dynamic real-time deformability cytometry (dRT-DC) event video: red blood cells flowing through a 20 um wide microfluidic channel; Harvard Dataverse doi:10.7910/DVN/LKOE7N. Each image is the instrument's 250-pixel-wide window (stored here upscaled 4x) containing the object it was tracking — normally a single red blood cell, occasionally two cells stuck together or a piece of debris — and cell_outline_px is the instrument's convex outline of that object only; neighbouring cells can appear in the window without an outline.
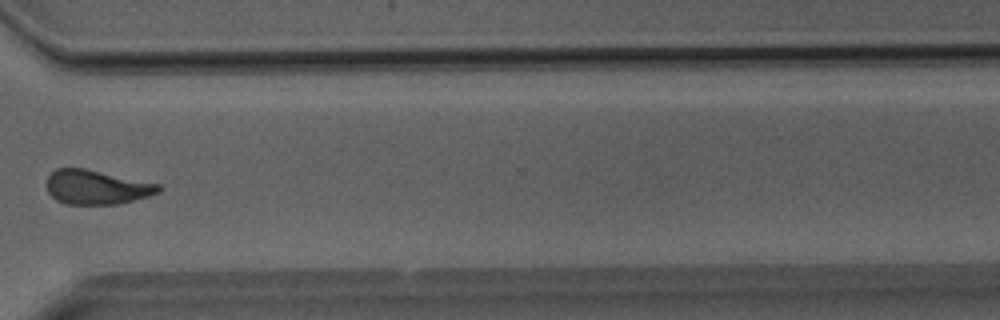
{"species": "Egyptian fruit bat (a non-hibernating species)", "species_latin": "Rousettus aegyptiacus", "temperature_condition": "room temperature", "stored_images_in_passage": 28, "camera_frame_rate_fps": 3000, "um_per_image_px": 0.085, "animal": {"sex": "male"}, "frame": {"image": 1, "passage_image": 20, "time_ms": 6.333, "image_size_px": [1000, 320], "cell_outline_px": [[164, 188], [160, 192], [148, 196], [116, 204], [68, 204], [56, 200], [48, 192], [48, 176], [56, 168], [84, 168], [160, 184]], "centroid_in_image_um": [8.23, 15.91], "position_along_channel_um": 362.4, "area_um2": 22.2}}